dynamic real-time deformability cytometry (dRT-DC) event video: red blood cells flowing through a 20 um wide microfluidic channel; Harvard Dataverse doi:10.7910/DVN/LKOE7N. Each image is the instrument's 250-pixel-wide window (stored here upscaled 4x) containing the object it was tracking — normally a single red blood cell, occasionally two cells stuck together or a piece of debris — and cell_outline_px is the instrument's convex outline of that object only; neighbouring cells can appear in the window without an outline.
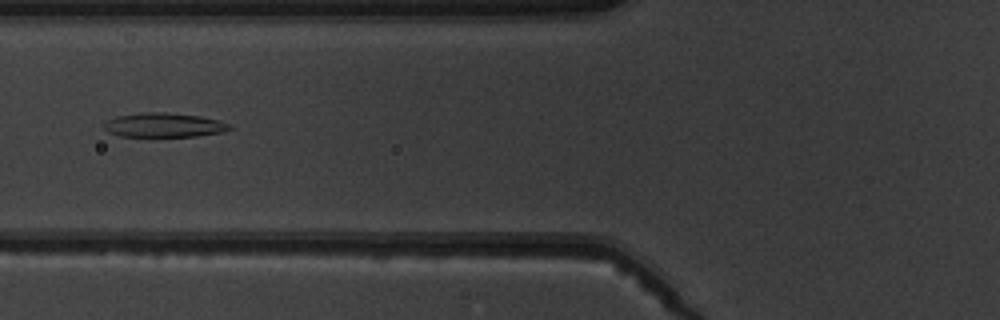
{"species": "common noctule bat (a hibernating species)", "species_latin": "Nyctalus noctula", "temperature_condition": "warm", "stored_images_in_passage": 7, "camera_frame_rate_fps": 3000, "um_per_image_px": 0.085, "animal": {"sex": "male", "body_mass_g": 19.5, "forearm_length_mm": 54.6}, "frame": {"image": 1, "passage_image": 6, "time_ms": 6.667, "image_size_px": [1000, 320], "cell_outline_px": [[232, 128], [224, 132], [196, 136], [152, 140], [148, 140], [120, 136], [108, 132], [104, 128], [104, 124], [108, 120], [116, 116], [144, 112], [164, 112], [200, 116], [220, 120], [228, 124]], "centroid_in_image_um": [13.9, 10.69], "position_along_channel_um": 111.9, "area_um2": 18.84}}
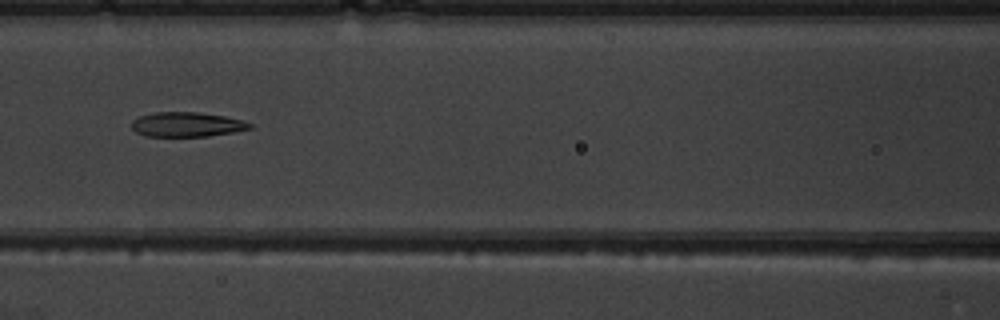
{"frame": {"image": 2, "passage_image": 7, "time_ms": 7.667, "image_size_px": [1000, 320], "cell_outline_px": [[252, 128], [232, 132], [208, 136], [144, 136], [136, 132], [132, 128], [132, 120], [140, 116], [156, 112], [200, 112], [224, 116], [244, 120], [252, 124]], "centroid_in_image_um": [15.88, 10.57], "position_along_channel_um": 150.7, "area_um2": 16.94}}